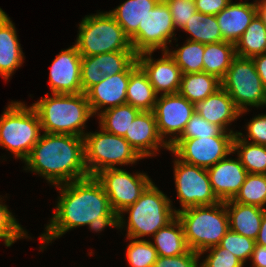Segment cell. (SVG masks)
Masks as SVG:
<instances>
[{
	"mask_svg": "<svg viewBox=\"0 0 266 267\" xmlns=\"http://www.w3.org/2000/svg\"><path fill=\"white\" fill-rule=\"evenodd\" d=\"M163 52L162 57L156 60L152 57L153 51L137 54V64L146 73L157 94H176L179 92L182 71L173 57L167 51Z\"/></svg>",
	"mask_w": 266,
	"mask_h": 267,
	"instance_id": "obj_16",
	"label": "cell"
},
{
	"mask_svg": "<svg viewBox=\"0 0 266 267\" xmlns=\"http://www.w3.org/2000/svg\"><path fill=\"white\" fill-rule=\"evenodd\" d=\"M229 219V229L256 240L266 209L245 205L233 200L225 201Z\"/></svg>",
	"mask_w": 266,
	"mask_h": 267,
	"instance_id": "obj_23",
	"label": "cell"
},
{
	"mask_svg": "<svg viewBox=\"0 0 266 267\" xmlns=\"http://www.w3.org/2000/svg\"><path fill=\"white\" fill-rule=\"evenodd\" d=\"M151 242L158 256L173 257L186 253L189 248L185 241L184 229L181 221L176 217L167 226L160 228Z\"/></svg>",
	"mask_w": 266,
	"mask_h": 267,
	"instance_id": "obj_27",
	"label": "cell"
},
{
	"mask_svg": "<svg viewBox=\"0 0 266 267\" xmlns=\"http://www.w3.org/2000/svg\"><path fill=\"white\" fill-rule=\"evenodd\" d=\"M85 133L84 162L89 176L116 165L134 164L143 159L124 139L104 131Z\"/></svg>",
	"mask_w": 266,
	"mask_h": 267,
	"instance_id": "obj_8",
	"label": "cell"
},
{
	"mask_svg": "<svg viewBox=\"0 0 266 267\" xmlns=\"http://www.w3.org/2000/svg\"><path fill=\"white\" fill-rule=\"evenodd\" d=\"M24 162V170L40 174L54 186L89 176L84 139L75 135L43 133Z\"/></svg>",
	"mask_w": 266,
	"mask_h": 267,
	"instance_id": "obj_2",
	"label": "cell"
},
{
	"mask_svg": "<svg viewBox=\"0 0 266 267\" xmlns=\"http://www.w3.org/2000/svg\"><path fill=\"white\" fill-rule=\"evenodd\" d=\"M255 245V240L238 234L230 229L224 235L219 244L221 248L229 250L244 264L246 263L247 259H251Z\"/></svg>",
	"mask_w": 266,
	"mask_h": 267,
	"instance_id": "obj_38",
	"label": "cell"
},
{
	"mask_svg": "<svg viewBox=\"0 0 266 267\" xmlns=\"http://www.w3.org/2000/svg\"><path fill=\"white\" fill-rule=\"evenodd\" d=\"M232 0H194L197 12L216 15L220 13Z\"/></svg>",
	"mask_w": 266,
	"mask_h": 267,
	"instance_id": "obj_44",
	"label": "cell"
},
{
	"mask_svg": "<svg viewBox=\"0 0 266 267\" xmlns=\"http://www.w3.org/2000/svg\"><path fill=\"white\" fill-rule=\"evenodd\" d=\"M254 2L233 3L231 1L220 13L215 15L223 41L236 44L241 38L253 18L258 14L257 0Z\"/></svg>",
	"mask_w": 266,
	"mask_h": 267,
	"instance_id": "obj_21",
	"label": "cell"
},
{
	"mask_svg": "<svg viewBox=\"0 0 266 267\" xmlns=\"http://www.w3.org/2000/svg\"><path fill=\"white\" fill-rule=\"evenodd\" d=\"M250 260L253 267H266V246L256 244Z\"/></svg>",
	"mask_w": 266,
	"mask_h": 267,
	"instance_id": "obj_45",
	"label": "cell"
},
{
	"mask_svg": "<svg viewBox=\"0 0 266 267\" xmlns=\"http://www.w3.org/2000/svg\"><path fill=\"white\" fill-rule=\"evenodd\" d=\"M221 87L232 98L240 115L249 112L247 106H266V89L252 58L236 56L221 80Z\"/></svg>",
	"mask_w": 266,
	"mask_h": 267,
	"instance_id": "obj_9",
	"label": "cell"
},
{
	"mask_svg": "<svg viewBox=\"0 0 266 267\" xmlns=\"http://www.w3.org/2000/svg\"><path fill=\"white\" fill-rule=\"evenodd\" d=\"M161 0H127L109 13L123 28L125 35L130 39L142 24L144 17Z\"/></svg>",
	"mask_w": 266,
	"mask_h": 267,
	"instance_id": "obj_26",
	"label": "cell"
},
{
	"mask_svg": "<svg viewBox=\"0 0 266 267\" xmlns=\"http://www.w3.org/2000/svg\"><path fill=\"white\" fill-rule=\"evenodd\" d=\"M185 241L190 250L198 254L218 246L229 230V219L225 202L177 209Z\"/></svg>",
	"mask_w": 266,
	"mask_h": 267,
	"instance_id": "obj_5",
	"label": "cell"
},
{
	"mask_svg": "<svg viewBox=\"0 0 266 267\" xmlns=\"http://www.w3.org/2000/svg\"><path fill=\"white\" fill-rule=\"evenodd\" d=\"M137 65V60L124 72L106 76L100 83L92 86L85 94L92 114L102 110L126 104V93L130 71Z\"/></svg>",
	"mask_w": 266,
	"mask_h": 267,
	"instance_id": "obj_19",
	"label": "cell"
},
{
	"mask_svg": "<svg viewBox=\"0 0 266 267\" xmlns=\"http://www.w3.org/2000/svg\"><path fill=\"white\" fill-rule=\"evenodd\" d=\"M210 252L207 257L200 262V267H243L245 264L232 254L229 250L221 248L219 245L209 248L205 252Z\"/></svg>",
	"mask_w": 266,
	"mask_h": 267,
	"instance_id": "obj_40",
	"label": "cell"
},
{
	"mask_svg": "<svg viewBox=\"0 0 266 267\" xmlns=\"http://www.w3.org/2000/svg\"><path fill=\"white\" fill-rule=\"evenodd\" d=\"M171 205V200L152 182L134 204L118 215L116 228L123 229L126 223L123 214L128 212V224L124 226H127V238L153 236L177 217V210Z\"/></svg>",
	"mask_w": 266,
	"mask_h": 267,
	"instance_id": "obj_4",
	"label": "cell"
},
{
	"mask_svg": "<svg viewBox=\"0 0 266 267\" xmlns=\"http://www.w3.org/2000/svg\"><path fill=\"white\" fill-rule=\"evenodd\" d=\"M214 194L221 202L233 200L248 174L240 159L224 158L207 168Z\"/></svg>",
	"mask_w": 266,
	"mask_h": 267,
	"instance_id": "obj_20",
	"label": "cell"
},
{
	"mask_svg": "<svg viewBox=\"0 0 266 267\" xmlns=\"http://www.w3.org/2000/svg\"><path fill=\"white\" fill-rule=\"evenodd\" d=\"M157 98L158 94L149 82L146 73L137 64L130 71L126 104L132 105L140 111H153Z\"/></svg>",
	"mask_w": 266,
	"mask_h": 267,
	"instance_id": "obj_25",
	"label": "cell"
},
{
	"mask_svg": "<svg viewBox=\"0 0 266 267\" xmlns=\"http://www.w3.org/2000/svg\"><path fill=\"white\" fill-rule=\"evenodd\" d=\"M130 243L127 246L126 257L130 267H153L158 254L151 241L127 238Z\"/></svg>",
	"mask_w": 266,
	"mask_h": 267,
	"instance_id": "obj_36",
	"label": "cell"
},
{
	"mask_svg": "<svg viewBox=\"0 0 266 267\" xmlns=\"http://www.w3.org/2000/svg\"><path fill=\"white\" fill-rule=\"evenodd\" d=\"M139 112V109L129 104L103 110L98 113L100 128L108 133L124 136Z\"/></svg>",
	"mask_w": 266,
	"mask_h": 267,
	"instance_id": "obj_33",
	"label": "cell"
},
{
	"mask_svg": "<svg viewBox=\"0 0 266 267\" xmlns=\"http://www.w3.org/2000/svg\"><path fill=\"white\" fill-rule=\"evenodd\" d=\"M233 201L266 209V174L248 173Z\"/></svg>",
	"mask_w": 266,
	"mask_h": 267,
	"instance_id": "obj_35",
	"label": "cell"
},
{
	"mask_svg": "<svg viewBox=\"0 0 266 267\" xmlns=\"http://www.w3.org/2000/svg\"><path fill=\"white\" fill-rule=\"evenodd\" d=\"M236 56L253 58L266 53V23L259 13L235 44Z\"/></svg>",
	"mask_w": 266,
	"mask_h": 267,
	"instance_id": "obj_30",
	"label": "cell"
},
{
	"mask_svg": "<svg viewBox=\"0 0 266 267\" xmlns=\"http://www.w3.org/2000/svg\"><path fill=\"white\" fill-rule=\"evenodd\" d=\"M175 30L169 7L161 0L144 17L138 31L129 39L131 47L137 54L154 52L160 48L162 51H168L167 43L172 42Z\"/></svg>",
	"mask_w": 266,
	"mask_h": 267,
	"instance_id": "obj_12",
	"label": "cell"
},
{
	"mask_svg": "<svg viewBox=\"0 0 266 267\" xmlns=\"http://www.w3.org/2000/svg\"><path fill=\"white\" fill-rule=\"evenodd\" d=\"M200 255L193 250L173 257L158 256L153 267H200ZM199 263V265H198Z\"/></svg>",
	"mask_w": 266,
	"mask_h": 267,
	"instance_id": "obj_42",
	"label": "cell"
},
{
	"mask_svg": "<svg viewBox=\"0 0 266 267\" xmlns=\"http://www.w3.org/2000/svg\"><path fill=\"white\" fill-rule=\"evenodd\" d=\"M75 45L81 56L116 51H134L129 38L115 18L106 11L86 15L79 24Z\"/></svg>",
	"mask_w": 266,
	"mask_h": 267,
	"instance_id": "obj_7",
	"label": "cell"
},
{
	"mask_svg": "<svg viewBox=\"0 0 266 267\" xmlns=\"http://www.w3.org/2000/svg\"><path fill=\"white\" fill-rule=\"evenodd\" d=\"M9 19L8 15L0 8V27Z\"/></svg>",
	"mask_w": 266,
	"mask_h": 267,
	"instance_id": "obj_49",
	"label": "cell"
},
{
	"mask_svg": "<svg viewBox=\"0 0 266 267\" xmlns=\"http://www.w3.org/2000/svg\"><path fill=\"white\" fill-rule=\"evenodd\" d=\"M44 133L85 135V124L93 116L85 93L52 94L32 104Z\"/></svg>",
	"mask_w": 266,
	"mask_h": 267,
	"instance_id": "obj_3",
	"label": "cell"
},
{
	"mask_svg": "<svg viewBox=\"0 0 266 267\" xmlns=\"http://www.w3.org/2000/svg\"><path fill=\"white\" fill-rule=\"evenodd\" d=\"M17 32L10 18L0 27V75L8 80L24 62Z\"/></svg>",
	"mask_w": 266,
	"mask_h": 267,
	"instance_id": "obj_24",
	"label": "cell"
},
{
	"mask_svg": "<svg viewBox=\"0 0 266 267\" xmlns=\"http://www.w3.org/2000/svg\"><path fill=\"white\" fill-rule=\"evenodd\" d=\"M180 67L182 74L197 73L203 71L204 44L187 40L182 47L173 51H167Z\"/></svg>",
	"mask_w": 266,
	"mask_h": 267,
	"instance_id": "obj_34",
	"label": "cell"
},
{
	"mask_svg": "<svg viewBox=\"0 0 266 267\" xmlns=\"http://www.w3.org/2000/svg\"><path fill=\"white\" fill-rule=\"evenodd\" d=\"M137 60L135 51H116L93 56H82L81 86L86 93L106 76L126 71Z\"/></svg>",
	"mask_w": 266,
	"mask_h": 267,
	"instance_id": "obj_15",
	"label": "cell"
},
{
	"mask_svg": "<svg viewBox=\"0 0 266 267\" xmlns=\"http://www.w3.org/2000/svg\"><path fill=\"white\" fill-rule=\"evenodd\" d=\"M158 132L169 147L181 136L185 126L195 113L194 104L179 93L160 94L154 107ZM177 133V134H176ZM171 134V135H170Z\"/></svg>",
	"mask_w": 266,
	"mask_h": 267,
	"instance_id": "obj_14",
	"label": "cell"
},
{
	"mask_svg": "<svg viewBox=\"0 0 266 267\" xmlns=\"http://www.w3.org/2000/svg\"><path fill=\"white\" fill-rule=\"evenodd\" d=\"M0 198V239H4V244L10 247L16 240L23 237L29 238L25 229L16 221V218L8 210L5 204H2Z\"/></svg>",
	"mask_w": 266,
	"mask_h": 267,
	"instance_id": "obj_39",
	"label": "cell"
},
{
	"mask_svg": "<svg viewBox=\"0 0 266 267\" xmlns=\"http://www.w3.org/2000/svg\"><path fill=\"white\" fill-rule=\"evenodd\" d=\"M235 57L234 43L222 41L204 44L203 71L222 80Z\"/></svg>",
	"mask_w": 266,
	"mask_h": 267,
	"instance_id": "obj_28",
	"label": "cell"
},
{
	"mask_svg": "<svg viewBox=\"0 0 266 267\" xmlns=\"http://www.w3.org/2000/svg\"><path fill=\"white\" fill-rule=\"evenodd\" d=\"M221 88V80L204 71L182 74L179 94L195 104Z\"/></svg>",
	"mask_w": 266,
	"mask_h": 267,
	"instance_id": "obj_29",
	"label": "cell"
},
{
	"mask_svg": "<svg viewBox=\"0 0 266 267\" xmlns=\"http://www.w3.org/2000/svg\"><path fill=\"white\" fill-rule=\"evenodd\" d=\"M81 60L76 45L61 50L51 64L49 84L52 94H79L81 86Z\"/></svg>",
	"mask_w": 266,
	"mask_h": 267,
	"instance_id": "obj_17",
	"label": "cell"
},
{
	"mask_svg": "<svg viewBox=\"0 0 266 267\" xmlns=\"http://www.w3.org/2000/svg\"><path fill=\"white\" fill-rule=\"evenodd\" d=\"M169 7L176 29H183L191 16L197 12L193 0H163ZM178 27V28H177Z\"/></svg>",
	"mask_w": 266,
	"mask_h": 267,
	"instance_id": "obj_41",
	"label": "cell"
},
{
	"mask_svg": "<svg viewBox=\"0 0 266 267\" xmlns=\"http://www.w3.org/2000/svg\"><path fill=\"white\" fill-rule=\"evenodd\" d=\"M233 139L234 136L177 139L170 151L186 163L207 169L233 153Z\"/></svg>",
	"mask_w": 266,
	"mask_h": 267,
	"instance_id": "obj_13",
	"label": "cell"
},
{
	"mask_svg": "<svg viewBox=\"0 0 266 267\" xmlns=\"http://www.w3.org/2000/svg\"><path fill=\"white\" fill-rule=\"evenodd\" d=\"M39 116L31 105L13 101L0 116V146L25 161L40 138Z\"/></svg>",
	"mask_w": 266,
	"mask_h": 267,
	"instance_id": "obj_6",
	"label": "cell"
},
{
	"mask_svg": "<svg viewBox=\"0 0 266 267\" xmlns=\"http://www.w3.org/2000/svg\"><path fill=\"white\" fill-rule=\"evenodd\" d=\"M243 140L237 134L233 139V153L250 174H266V146Z\"/></svg>",
	"mask_w": 266,
	"mask_h": 267,
	"instance_id": "obj_31",
	"label": "cell"
},
{
	"mask_svg": "<svg viewBox=\"0 0 266 267\" xmlns=\"http://www.w3.org/2000/svg\"><path fill=\"white\" fill-rule=\"evenodd\" d=\"M95 178L102 185L117 216L126 207L134 204L153 182L147 174L136 172L132 175L117 167L102 170Z\"/></svg>",
	"mask_w": 266,
	"mask_h": 267,
	"instance_id": "obj_11",
	"label": "cell"
},
{
	"mask_svg": "<svg viewBox=\"0 0 266 267\" xmlns=\"http://www.w3.org/2000/svg\"><path fill=\"white\" fill-rule=\"evenodd\" d=\"M60 190L55 212L40 236L46 248L52 240L71 229L88 225L90 230L100 232L105 227H117L118 216L113 211L109 198L95 176L57 185Z\"/></svg>",
	"mask_w": 266,
	"mask_h": 267,
	"instance_id": "obj_1",
	"label": "cell"
},
{
	"mask_svg": "<svg viewBox=\"0 0 266 267\" xmlns=\"http://www.w3.org/2000/svg\"><path fill=\"white\" fill-rule=\"evenodd\" d=\"M252 60L255 63L256 70L260 76L262 84L266 89V53L254 56Z\"/></svg>",
	"mask_w": 266,
	"mask_h": 267,
	"instance_id": "obj_46",
	"label": "cell"
},
{
	"mask_svg": "<svg viewBox=\"0 0 266 267\" xmlns=\"http://www.w3.org/2000/svg\"><path fill=\"white\" fill-rule=\"evenodd\" d=\"M191 36L188 40L203 44L222 42L223 37L216 16L196 12L182 29Z\"/></svg>",
	"mask_w": 266,
	"mask_h": 267,
	"instance_id": "obj_32",
	"label": "cell"
},
{
	"mask_svg": "<svg viewBox=\"0 0 266 267\" xmlns=\"http://www.w3.org/2000/svg\"><path fill=\"white\" fill-rule=\"evenodd\" d=\"M123 137L143 159L156 156L161 147L170 151L158 132L153 111H140Z\"/></svg>",
	"mask_w": 266,
	"mask_h": 267,
	"instance_id": "obj_18",
	"label": "cell"
},
{
	"mask_svg": "<svg viewBox=\"0 0 266 267\" xmlns=\"http://www.w3.org/2000/svg\"><path fill=\"white\" fill-rule=\"evenodd\" d=\"M215 136H235V134L223 131L217 125L207 122L197 113H194L178 139L209 138Z\"/></svg>",
	"mask_w": 266,
	"mask_h": 267,
	"instance_id": "obj_37",
	"label": "cell"
},
{
	"mask_svg": "<svg viewBox=\"0 0 266 267\" xmlns=\"http://www.w3.org/2000/svg\"><path fill=\"white\" fill-rule=\"evenodd\" d=\"M174 180L181 210L220 202L212 190L207 169L186 163L176 155Z\"/></svg>",
	"mask_w": 266,
	"mask_h": 267,
	"instance_id": "obj_10",
	"label": "cell"
},
{
	"mask_svg": "<svg viewBox=\"0 0 266 267\" xmlns=\"http://www.w3.org/2000/svg\"><path fill=\"white\" fill-rule=\"evenodd\" d=\"M255 242L258 245L266 246V211L263 214L260 230Z\"/></svg>",
	"mask_w": 266,
	"mask_h": 267,
	"instance_id": "obj_47",
	"label": "cell"
},
{
	"mask_svg": "<svg viewBox=\"0 0 266 267\" xmlns=\"http://www.w3.org/2000/svg\"><path fill=\"white\" fill-rule=\"evenodd\" d=\"M246 126L247 136L245 137L241 132H237V135L243 140L250 138L251 143L266 146V114H258Z\"/></svg>",
	"mask_w": 266,
	"mask_h": 267,
	"instance_id": "obj_43",
	"label": "cell"
},
{
	"mask_svg": "<svg viewBox=\"0 0 266 267\" xmlns=\"http://www.w3.org/2000/svg\"><path fill=\"white\" fill-rule=\"evenodd\" d=\"M195 113L207 122L217 125L225 132H234L228 128L229 124L240 116V111L236 108L232 98L221 87L206 99L194 104ZM229 129V130H228Z\"/></svg>",
	"mask_w": 266,
	"mask_h": 267,
	"instance_id": "obj_22",
	"label": "cell"
},
{
	"mask_svg": "<svg viewBox=\"0 0 266 267\" xmlns=\"http://www.w3.org/2000/svg\"><path fill=\"white\" fill-rule=\"evenodd\" d=\"M257 5L259 15L264 19V22L266 23V0H257Z\"/></svg>",
	"mask_w": 266,
	"mask_h": 267,
	"instance_id": "obj_48",
	"label": "cell"
}]
</instances>
